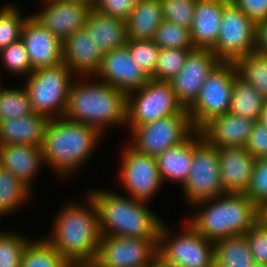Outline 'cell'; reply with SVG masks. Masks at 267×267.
<instances>
[{"instance_id":"f907efd6","label":"cell","mask_w":267,"mask_h":267,"mask_svg":"<svg viewBox=\"0 0 267 267\" xmlns=\"http://www.w3.org/2000/svg\"><path fill=\"white\" fill-rule=\"evenodd\" d=\"M258 121L267 127V99H266V104L264 106V109L262 110Z\"/></svg>"},{"instance_id":"b9f144b4","label":"cell","mask_w":267,"mask_h":267,"mask_svg":"<svg viewBox=\"0 0 267 267\" xmlns=\"http://www.w3.org/2000/svg\"><path fill=\"white\" fill-rule=\"evenodd\" d=\"M244 235L248 240L253 261L267 267V219L261 215Z\"/></svg>"},{"instance_id":"d6986e66","label":"cell","mask_w":267,"mask_h":267,"mask_svg":"<svg viewBox=\"0 0 267 267\" xmlns=\"http://www.w3.org/2000/svg\"><path fill=\"white\" fill-rule=\"evenodd\" d=\"M63 63L76 75L92 78L99 70L104 53L85 27L62 42ZM92 76V77H91Z\"/></svg>"},{"instance_id":"8992f818","label":"cell","mask_w":267,"mask_h":267,"mask_svg":"<svg viewBox=\"0 0 267 267\" xmlns=\"http://www.w3.org/2000/svg\"><path fill=\"white\" fill-rule=\"evenodd\" d=\"M74 73L62 62L34 70L26 77L32 109L49 119L64 117ZM72 77V78H71Z\"/></svg>"},{"instance_id":"60d3db41","label":"cell","mask_w":267,"mask_h":267,"mask_svg":"<svg viewBox=\"0 0 267 267\" xmlns=\"http://www.w3.org/2000/svg\"><path fill=\"white\" fill-rule=\"evenodd\" d=\"M197 0H161L164 20L191 29Z\"/></svg>"},{"instance_id":"11a10c76","label":"cell","mask_w":267,"mask_h":267,"mask_svg":"<svg viewBox=\"0 0 267 267\" xmlns=\"http://www.w3.org/2000/svg\"><path fill=\"white\" fill-rule=\"evenodd\" d=\"M70 267H88V266L85 264V265H71Z\"/></svg>"},{"instance_id":"7bdbcfd3","label":"cell","mask_w":267,"mask_h":267,"mask_svg":"<svg viewBox=\"0 0 267 267\" xmlns=\"http://www.w3.org/2000/svg\"><path fill=\"white\" fill-rule=\"evenodd\" d=\"M138 0H95L94 9L127 20Z\"/></svg>"},{"instance_id":"f1b7e54d","label":"cell","mask_w":267,"mask_h":267,"mask_svg":"<svg viewBox=\"0 0 267 267\" xmlns=\"http://www.w3.org/2000/svg\"><path fill=\"white\" fill-rule=\"evenodd\" d=\"M214 258L227 267H248L254 262L245 235L216 240Z\"/></svg>"},{"instance_id":"7402d4cb","label":"cell","mask_w":267,"mask_h":267,"mask_svg":"<svg viewBox=\"0 0 267 267\" xmlns=\"http://www.w3.org/2000/svg\"><path fill=\"white\" fill-rule=\"evenodd\" d=\"M42 165L45 162L41 146L0 145V167L11 172L30 189Z\"/></svg>"},{"instance_id":"1f68e13d","label":"cell","mask_w":267,"mask_h":267,"mask_svg":"<svg viewBox=\"0 0 267 267\" xmlns=\"http://www.w3.org/2000/svg\"><path fill=\"white\" fill-rule=\"evenodd\" d=\"M238 75L267 99V55L252 52L235 62Z\"/></svg>"},{"instance_id":"db71d44e","label":"cell","mask_w":267,"mask_h":267,"mask_svg":"<svg viewBox=\"0 0 267 267\" xmlns=\"http://www.w3.org/2000/svg\"><path fill=\"white\" fill-rule=\"evenodd\" d=\"M262 215L267 219V208L262 212Z\"/></svg>"},{"instance_id":"8fae6325","label":"cell","mask_w":267,"mask_h":267,"mask_svg":"<svg viewBox=\"0 0 267 267\" xmlns=\"http://www.w3.org/2000/svg\"><path fill=\"white\" fill-rule=\"evenodd\" d=\"M256 23L230 0L225 2L220 33L211 50L221 62H236L255 52Z\"/></svg>"},{"instance_id":"d590c367","label":"cell","mask_w":267,"mask_h":267,"mask_svg":"<svg viewBox=\"0 0 267 267\" xmlns=\"http://www.w3.org/2000/svg\"><path fill=\"white\" fill-rule=\"evenodd\" d=\"M14 5L0 8V51L21 38L27 17H23Z\"/></svg>"},{"instance_id":"44dd1931","label":"cell","mask_w":267,"mask_h":267,"mask_svg":"<svg viewBox=\"0 0 267 267\" xmlns=\"http://www.w3.org/2000/svg\"><path fill=\"white\" fill-rule=\"evenodd\" d=\"M255 122L251 118L228 112L213 117L199 132L209 144L216 147L245 146Z\"/></svg>"},{"instance_id":"d6a6232c","label":"cell","mask_w":267,"mask_h":267,"mask_svg":"<svg viewBox=\"0 0 267 267\" xmlns=\"http://www.w3.org/2000/svg\"><path fill=\"white\" fill-rule=\"evenodd\" d=\"M34 113L28 92L21 88H2L0 91V121Z\"/></svg>"},{"instance_id":"c3c4849f","label":"cell","mask_w":267,"mask_h":267,"mask_svg":"<svg viewBox=\"0 0 267 267\" xmlns=\"http://www.w3.org/2000/svg\"><path fill=\"white\" fill-rule=\"evenodd\" d=\"M60 1L86 5L91 9L94 7V2H95V0H60Z\"/></svg>"},{"instance_id":"ab89813d","label":"cell","mask_w":267,"mask_h":267,"mask_svg":"<svg viewBox=\"0 0 267 267\" xmlns=\"http://www.w3.org/2000/svg\"><path fill=\"white\" fill-rule=\"evenodd\" d=\"M2 63L7 71L17 76L20 74L26 77L33 72L26 47L18 40L0 51Z\"/></svg>"},{"instance_id":"5bb4252c","label":"cell","mask_w":267,"mask_h":267,"mask_svg":"<svg viewBox=\"0 0 267 267\" xmlns=\"http://www.w3.org/2000/svg\"><path fill=\"white\" fill-rule=\"evenodd\" d=\"M158 250V238L102 235L97 258L112 267H145Z\"/></svg>"},{"instance_id":"7a4b0ae2","label":"cell","mask_w":267,"mask_h":267,"mask_svg":"<svg viewBox=\"0 0 267 267\" xmlns=\"http://www.w3.org/2000/svg\"><path fill=\"white\" fill-rule=\"evenodd\" d=\"M102 136L88 124L65 117L49 119L41 144L45 165L61 178L73 175L91 158Z\"/></svg>"},{"instance_id":"bcb514c9","label":"cell","mask_w":267,"mask_h":267,"mask_svg":"<svg viewBox=\"0 0 267 267\" xmlns=\"http://www.w3.org/2000/svg\"><path fill=\"white\" fill-rule=\"evenodd\" d=\"M255 52L267 55V20L256 23Z\"/></svg>"},{"instance_id":"e575fe53","label":"cell","mask_w":267,"mask_h":267,"mask_svg":"<svg viewBox=\"0 0 267 267\" xmlns=\"http://www.w3.org/2000/svg\"><path fill=\"white\" fill-rule=\"evenodd\" d=\"M153 40L161 49H195L190 29L165 20L156 29Z\"/></svg>"},{"instance_id":"816d5d0a","label":"cell","mask_w":267,"mask_h":267,"mask_svg":"<svg viewBox=\"0 0 267 267\" xmlns=\"http://www.w3.org/2000/svg\"><path fill=\"white\" fill-rule=\"evenodd\" d=\"M208 267H227L225 265H223L222 263H220L217 259H213L211 261V263L208 265Z\"/></svg>"},{"instance_id":"6da1fadb","label":"cell","mask_w":267,"mask_h":267,"mask_svg":"<svg viewBox=\"0 0 267 267\" xmlns=\"http://www.w3.org/2000/svg\"><path fill=\"white\" fill-rule=\"evenodd\" d=\"M85 204L69 202L55 217L45 239L71 265H85L97 257L102 237L99 212L92 197ZM85 205V206H84Z\"/></svg>"},{"instance_id":"ac0fdd59","label":"cell","mask_w":267,"mask_h":267,"mask_svg":"<svg viewBox=\"0 0 267 267\" xmlns=\"http://www.w3.org/2000/svg\"><path fill=\"white\" fill-rule=\"evenodd\" d=\"M20 39L26 47L33 71L63 62L62 41L31 15L24 22Z\"/></svg>"},{"instance_id":"4316f807","label":"cell","mask_w":267,"mask_h":267,"mask_svg":"<svg viewBox=\"0 0 267 267\" xmlns=\"http://www.w3.org/2000/svg\"><path fill=\"white\" fill-rule=\"evenodd\" d=\"M163 20L161 0H138L126 20L128 39H153Z\"/></svg>"},{"instance_id":"4dcf8cb0","label":"cell","mask_w":267,"mask_h":267,"mask_svg":"<svg viewBox=\"0 0 267 267\" xmlns=\"http://www.w3.org/2000/svg\"><path fill=\"white\" fill-rule=\"evenodd\" d=\"M31 240L24 250L21 267H70L71 264L44 237Z\"/></svg>"},{"instance_id":"7dc6e473","label":"cell","mask_w":267,"mask_h":267,"mask_svg":"<svg viewBox=\"0 0 267 267\" xmlns=\"http://www.w3.org/2000/svg\"><path fill=\"white\" fill-rule=\"evenodd\" d=\"M151 263L153 267H182L181 265L166 259L158 251L154 255Z\"/></svg>"},{"instance_id":"83f0119b","label":"cell","mask_w":267,"mask_h":267,"mask_svg":"<svg viewBox=\"0 0 267 267\" xmlns=\"http://www.w3.org/2000/svg\"><path fill=\"white\" fill-rule=\"evenodd\" d=\"M265 104L255 87L239 75L234 78L229 113L258 121Z\"/></svg>"},{"instance_id":"4fadbf2b","label":"cell","mask_w":267,"mask_h":267,"mask_svg":"<svg viewBox=\"0 0 267 267\" xmlns=\"http://www.w3.org/2000/svg\"><path fill=\"white\" fill-rule=\"evenodd\" d=\"M120 179L131 198L148 202L162 187L156 157L144 155L129 144L123 148Z\"/></svg>"},{"instance_id":"52a82bcc","label":"cell","mask_w":267,"mask_h":267,"mask_svg":"<svg viewBox=\"0 0 267 267\" xmlns=\"http://www.w3.org/2000/svg\"><path fill=\"white\" fill-rule=\"evenodd\" d=\"M182 188L190 206L225 194L217 147L209 144L199 130L193 132L192 165Z\"/></svg>"},{"instance_id":"f35d334b","label":"cell","mask_w":267,"mask_h":267,"mask_svg":"<svg viewBox=\"0 0 267 267\" xmlns=\"http://www.w3.org/2000/svg\"><path fill=\"white\" fill-rule=\"evenodd\" d=\"M262 212L267 208V157L256 158L244 193Z\"/></svg>"},{"instance_id":"30bf717a","label":"cell","mask_w":267,"mask_h":267,"mask_svg":"<svg viewBox=\"0 0 267 267\" xmlns=\"http://www.w3.org/2000/svg\"><path fill=\"white\" fill-rule=\"evenodd\" d=\"M194 131L187 110L135 126L128 144L141 154L157 157L167 148L184 142Z\"/></svg>"},{"instance_id":"681fc988","label":"cell","mask_w":267,"mask_h":267,"mask_svg":"<svg viewBox=\"0 0 267 267\" xmlns=\"http://www.w3.org/2000/svg\"><path fill=\"white\" fill-rule=\"evenodd\" d=\"M88 267H112L101 262L97 257L86 264Z\"/></svg>"},{"instance_id":"9c48e42d","label":"cell","mask_w":267,"mask_h":267,"mask_svg":"<svg viewBox=\"0 0 267 267\" xmlns=\"http://www.w3.org/2000/svg\"><path fill=\"white\" fill-rule=\"evenodd\" d=\"M237 75L234 62H220L208 75L198 98L187 109L195 130L213 117L229 112L233 81Z\"/></svg>"},{"instance_id":"f5cc1de1","label":"cell","mask_w":267,"mask_h":267,"mask_svg":"<svg viewBox=\"0 0 267 267\" xmlns=\"http://www.w3.org/2000/svg\"><path fill=\"white\" fill-rule=\"evenodd\" d=\"M248 267H263V266H260V265H258L257 263H255V262H253L250 266H248Z\"/></svg>"},{"instance_id":"e0dca14e","label":"cell","mask_w":267,"mask_h":267,"mask_svg":"<svg viewBox=\"0 0 267 267\" xmlns=\"http://www.w3.org/2000/svg\"><path fill=\"white\" fill-rule=\"evenodd\" d=\"M43 8L31 16L62 42L86 26L91 11L86 5L60 0H42Z\"/></svg>"},{"instance_id":"3957f363","label":"cell","mask_w":267,"mask_h":267,"mask_svg":"<svg viewBox=\"0 0 267 267\" xmlns=\"http://www.w3.org/2000/svg\"><path fill=\"white\" fill-rule=\"evenodd\" d=\"M81 79V80H80ZM75 79L64 117L95 127L103 136L109 126L127 121V94L102 81Z\"/></svg>"},{"instance_id":"f6af8a7d","label":"cell","mask_w":267,"mask_h":267,"mask_svg":"<svg viewBox=\"0 0 267 267\" xmlns=\"http://www.w3.org/2000/svg\"><path fill=\"white\" fill-rule=\"evenodd\" d=\"M252 21L258 23L267 20V0H230Z\"/></svg>"},{"instance_id":"277c9868","label":"cell","mask_w":267,"mask_h":267,"mask_svg":"<svg viewBox=\"0 0 267 267\" xmlns=\"http://www.w3.org/2000/svg\"><path fill=\"white\" fill-rule=\"evenodd\" d=\"M193 206L201 210L198 209L188 222L199 234L213 242L244 235L262 215V211L245 194L225 193Z\"/></svg>"},{"instance_id":"603a6c76","label":"cell","mask_w":267,"mask_h":267,"mask_svg":"<svg viewBox=\"0 0 267 267\" xmlns=\"http://www.w3.org/2000/svg\"><path fill=\"white\" fill-rule=\"evenodd\" d=\"M226 1H196L193 24L190 29L195 49L212 50L215 47L220 33L221 18Z\"/></svg>"},{"instance_id":"7c38bea8","label":"cell","mask_w":267,"mask_h":267,"mask_svg":"<svg viewBox=\"0 0 267 267\" xmlns=\"http://www.w3.org/2000/svg\"><path fill=\"white\" fill-rule=\"evenodd\" d=\"M183 229L176 235L162 223L157 251L182 267H208L214 259V242L199 234L189 222Z\"/></svg>"},{"instance_id":"ffe728a7","label":"cell","mask_w":267,"mask_h":267,"mask_svg":"<svg viewBox=\"0 0 267 267\" xmlns=\"http://www.w3.org/2000/svg\"><path fill=\"white\" fill-rule=\"evenodd\" d=\"M217 150L224 193L244 194L256 159L245 146L217 147Z\"/></svg>"},{"instance_id":"74e56055","label":"cell","mask_w":267,"mask_h":267,"mask_svg":"<svg viewBox=\"0 0 267 267\" xmlns=\"http://www.w3.org/2000/svg\"><path fill=\"white\" fill-rule=\"evenodd\" d=\"M134 61L151 78L159 55V46L153 39H128L126 44Z\"/></svg>"},{"instance_id":"8d00e7d4","label":"cell","mask_w":267,"mask_h":267,"mask_svg":"<svg viewBox=\"0 0 267 267\" xmlns=\"http://www.w3.org/2000/svg\"><path fill=\"white\" fill-rule=\"evenodd\" d=\"M20 235L0 230V267H21L22 256L30 239Z\"/></svg>"},{"instance_id":"d4e9b609","label":"cell","mask_w":267,"mask_h":267,"mask_svg":"<svg viewBox=\"0 0 267 267\" xmlns=\"http://www.w3.org/2000/svg\"><path fill=\"white\" fill-rule=\"evenodd\" d=\"M86 28L104 54L123 47L128 42L126 20L112 17L94 8L88 14Z\"/></svg>"},{"instance_id":"ba28073f","label":"cell","mask_w":267,"mask_h":267,"mask_svg":"<svg viewBox=\"0 0 267 267\" xmlns=\"http://www.w3.org/2000/svg\"><path fill=\"white\" fill-rule=\"evenodd\" d=\"M186 108L178 101L169 81L149 79L141 88L127 94V121L130 131L173 114H184Z\"/></svg>"},{"instance_id":"cb8c5ba5","label":"cell","mask_w":267,"mask_h":267,"mask_svg":"<svg viewBox=\"0 0 267 267\" xmlns=\"http://www.w3.org/2000/svg\"><path fill=\"white\" fill-rule=\"evenodd\" d=\"M49 121L41 113L14 117L0 121V145L25 144L41 146L46 125Z\"/></svg>"},{"instance_id":"2e32d148","label":"cell","mask_w":267,"mask_h":267,"mask_svg":"<svg viewBox=\"0 0 267 267\" xmlns=\"http://www.w3.org/2000/svg\"><path fill=\"white\" fill-rule=\"evenodd\" d=\"M93 77L126 94L141 88L150 79L136 64L126 45L105 53Z\"/></svg>"},{"instance_id":"484cf974","label":"cell","mask_w":267,"mask_h":267,"mask_svg":"<svg viewBox=\"0 0 267 267\" xmlns=\"http://www.w3.org/2000/svg\"><path fill=\"white\" fill-rule=\"evenodd\" d=\"M193 159V133L181 144L167 148L156 157L162 183L183 184L188 178Z\"/></svg>"},{"instance_id":"836d02e7","label":"cell","mask_w":267,"mask_h":267,"mask_svg":"<svg viewBox=\"0 0 267 267\" xmlns=\"http://www.w3.org/2000/svg\"><path fill=\"white\" fill-rule=\"evenodd\" d=\"M194 49H159L156 67L151 79L170 81L184 66L189 53Z\"/></svg>"},{"instance_id":"f546056e","label":"cell","mask_w":267,"mask_h":267,"mask_svg":"<svg viewBox=\"0 0 267 267\" xmlns=\"http://www.w3.org/2000/svg\"><path fill=\"white\" fill-rule=\"evenodd\" d=\"M31 189L8 170L0 167V214L16 212L30 199ZM25 202V203H24Z\"/></svg>"},{"instance_id":"9f6ffc18","label":"cell","mask_w":267,"mask_h":267,"mask_svg":"<svg viewBox=\"0 0 267 267\" xmlns=\"http://www.w3.org/2000/svg\"><path fill=\"white\" fill-rule=\"evenodd\" d=\"M145 267H153V265H152V263H151V264H149V265H147V266H145Z\"/></svg>"},{"instance_id":"9a60e30c","label":"cell","mask_w":267,"mask_h":267,"mask_svg":"<svg viewBox=\"0 0 267 267\" xmlns=\"http://www.w3.org/2000/svg\"><path fill=\"white\" fill-rule=\"evenodd\" d=\"M220 62L209 49H194L189 53L184 66L169 81L184 108L195 102L206 78Z\"/></svg>"},{"instance_id":"ee69618b","label":"cell","mask_w":267,"mask_h":267,"mask_svg":"<svg viewBox=\"0 0 267 267\" xmlns=\"http://www.w3.org/2000/svg\"><path fill=\"white\" fill-rule=\"evenodd\" d=\"M245 147L255 159L267 157V127L264 124L255 122Z\"/></svg>"},{"instance_id":"5b68a950","label":"cell","mask_w":267,"mask_h":267,"mask_svg":"<svg viewBox=\"0 0 267 267\" xmlns=\"http://www.w3.org/2000/svg\"><path fill=\"white\" fill-rule=\"evenodd\" d=\"M102 235L128 238H158L162 221L145 202L106 189L93 190Z\"/></svg>"}]
</instances>
